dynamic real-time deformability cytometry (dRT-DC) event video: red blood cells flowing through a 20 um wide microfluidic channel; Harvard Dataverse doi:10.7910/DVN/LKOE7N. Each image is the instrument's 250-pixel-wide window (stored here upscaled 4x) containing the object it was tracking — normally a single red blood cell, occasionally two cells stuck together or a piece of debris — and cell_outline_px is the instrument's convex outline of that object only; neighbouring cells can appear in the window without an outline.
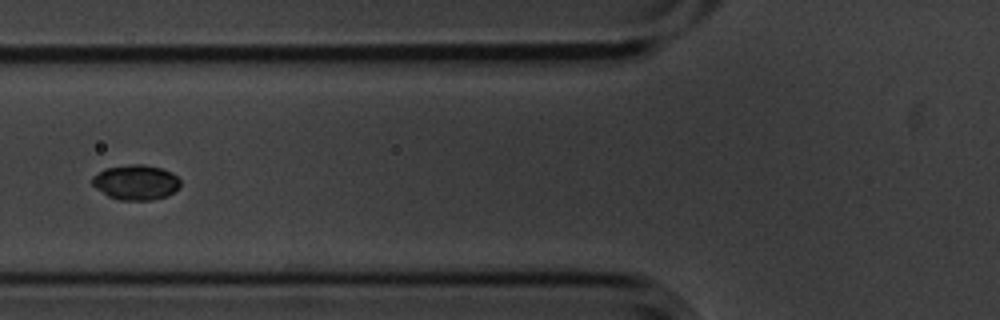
{"species": "common noctule bat (a hibernating species)", "species_latin": "Nyctalus noctula", "temperature_condition": "cold", "stored_images_in_passage": 12, "camera_frame_rate_fps": 3000, "um_per_image_px": 0.085, "animal": {"sex": "male", "body_mass_g": 20.1, "forearm_length_mm": 53.5}, "frame": {"image": 1, "passage_image": 5, "time_ms": 1.333, "image_size_px": [1000, 320], "cell_outline_px": [[180, 184], [172, 192], [164, 196], [152, 200], [120, 200], [108, 196], [96, 188], [92, 184], [92, 176], [104, 168], [132, 164], [140, 164], [160, 168], [172, 172], [180, 180]], "centroid_in_image_um": [11.51, 15.49], "position_along_channel_um": 114.3, "area_um2": 17.8}}
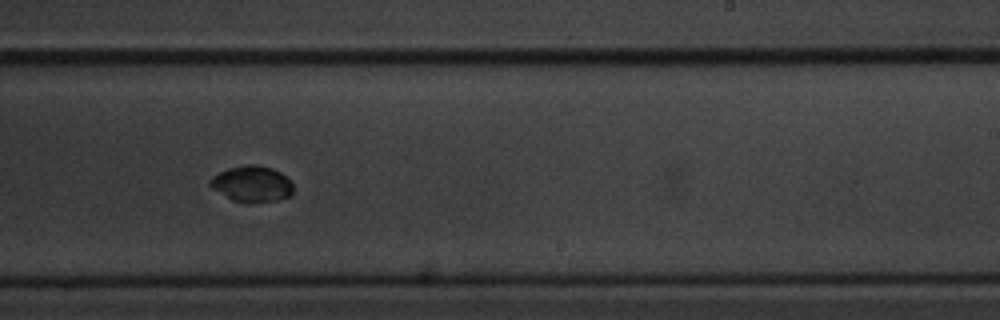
{"frame": {"image": 2, "passage_image": 9, "time_ms": 2.667, "image_size_px": [1000, 320], "cell_outline_px": [[292, 192], [288, 196], [276, 200], [248, 204], [232, 200], [212, 188], [208, 184], [208, 180], [212, 176], [228, 168], [248, 164], [252, 164], [272, 168], [280, 172], [292, 184]], "centroid_in_image_um": [21.36, 15.64], "position_along_channel_um": 267.6, "area_um2": 17.4}}
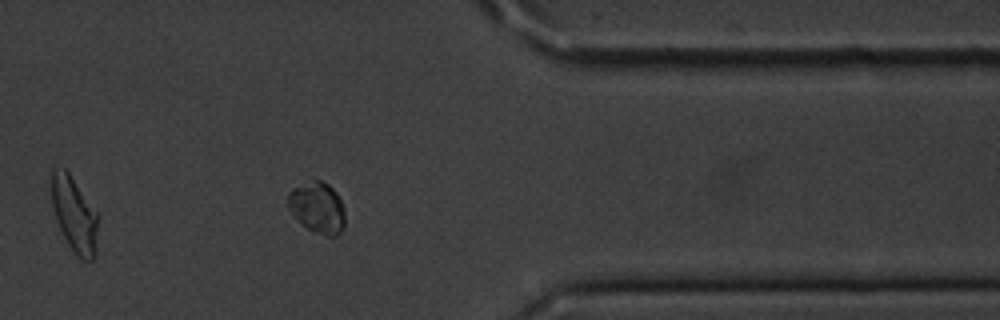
{"frame": {"image": 3, "passage_image": 12, "time_ms": 3.667, "image_size_px": [1000, 320], "cell_outline_px": [[344, 228], [336, 236], [328, 236], [316, 232], [308, 228], [288, 208], [288, 192], [292, 188], [312, 176], [328, 184], [336, 192], [344, 208]], "centroid_in_image_um": [26.98, 17.57], "position_along_channel_um": 384.4, "area_um2": 17.11}}